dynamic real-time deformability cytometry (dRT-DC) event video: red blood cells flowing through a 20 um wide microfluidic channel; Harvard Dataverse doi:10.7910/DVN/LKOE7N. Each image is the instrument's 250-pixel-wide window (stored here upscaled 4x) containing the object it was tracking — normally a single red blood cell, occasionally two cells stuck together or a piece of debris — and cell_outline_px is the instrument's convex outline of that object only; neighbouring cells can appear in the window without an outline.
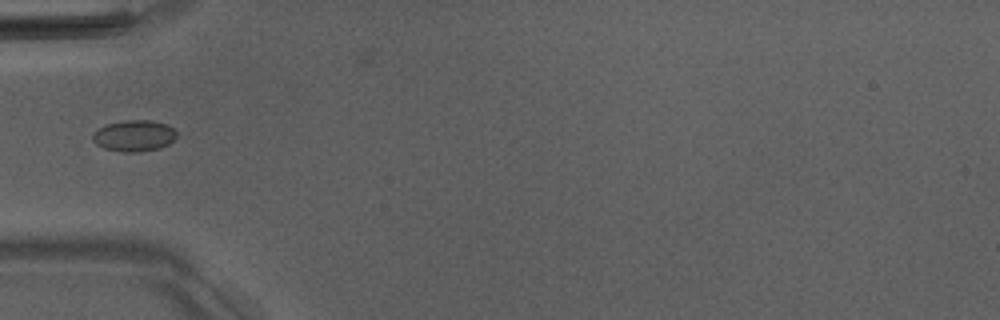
{"species": "Egyptian fruit bat (a non-hibernating species)", "species_latin": "Rousettus aegyptiacus", "temperature_condition": "room temperature", "stored_images_in_passage": 20, "camera_frame_rate_fps": 3000, "um_per_image_px": 0.085, "animal": {"sex": "male"}, "frame": {"image": 1, "passage_image": 1, "time_ms": 0.0, "image_size_px": [1000, 320], "cell_outline_px": [[176, 136], [168, 144], [160, 148], [140, 152], [124, 152], [104, 148], [96, 144], [92, 140], [92, 132], [96, 128], [108, 124], [124, 120], [152, 120], [168, 124], [176, 132]], "centroid_in_image_um": [11.37, 11.53], "position_along_channel_um": 73.6, "area_um2": 15.43}}
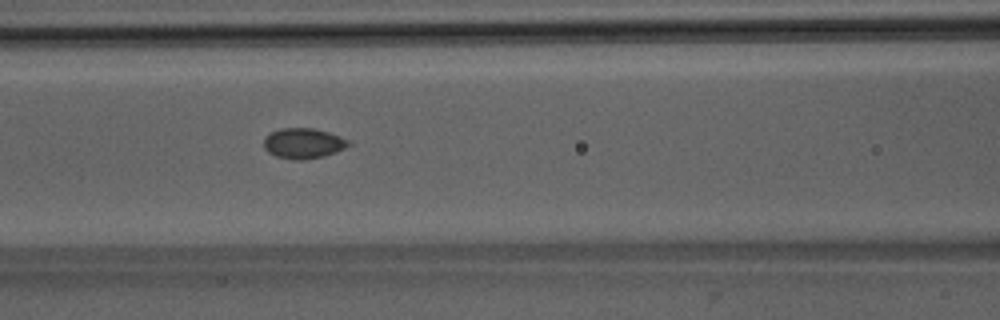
{"frame": {"image": 2, "passage_image": 6, "time_ms": 1.667, "image_size_px": [1000, 320], "cell_outline_px": [[352, 144], [336, 152], [324, 156], [300, 160], [296, 160], [276, 156], [268, 152], [264, 148], [264, 136], [268, 132], [280, 128], [312, 128], [328, 132], [340, 136], [348, 140]], "centroid_in_image_um": [25.76, 12.17], "position_along_channel_um": 140.8, "area_um2": 15.09}}